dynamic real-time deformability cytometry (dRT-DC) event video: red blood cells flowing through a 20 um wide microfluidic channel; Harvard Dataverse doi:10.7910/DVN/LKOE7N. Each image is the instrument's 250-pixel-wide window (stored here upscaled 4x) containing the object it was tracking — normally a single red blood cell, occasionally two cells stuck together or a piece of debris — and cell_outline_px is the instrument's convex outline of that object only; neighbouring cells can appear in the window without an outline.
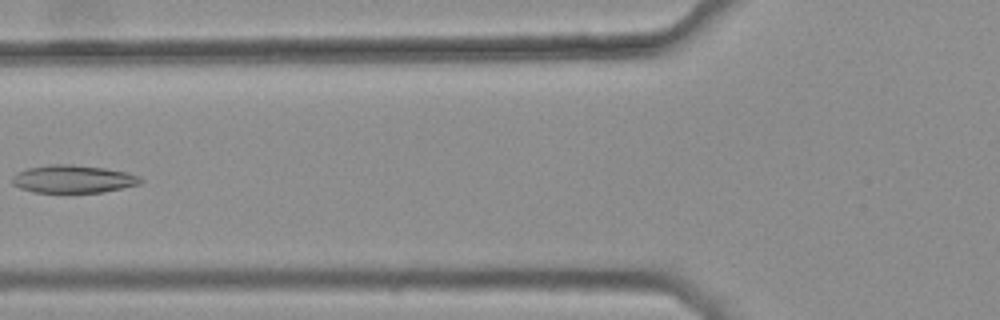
{"species": "common noctule bat (a hibernating species)", "species_latin": "Nyctalus noctula", "temperature_condition": "warm", "stored_images_in_passage": 6, "camera_frame_rate_fps": 3000, "um_per_image_px": 0.085, "animal": {"sex": "female", "body_mass_g": 25.1}, "frame": {"image": 1, "passage_image": 5, "time_ms": 1.333, "image_size_px": [1000, 320], "cell_outline_px": [[144, 180], [140, 184], [104, 192], [36, 192], [20, 188], [12, 184], [12, 176], [16, 172], [28, 168], [48, 164], [72, 164], [104, 168], [128, 172], [140, 176]], "centroid_in_image_um": [6.23, 15.21], "position_along_channel_um": 119.6, "area_um2": 20.92}}
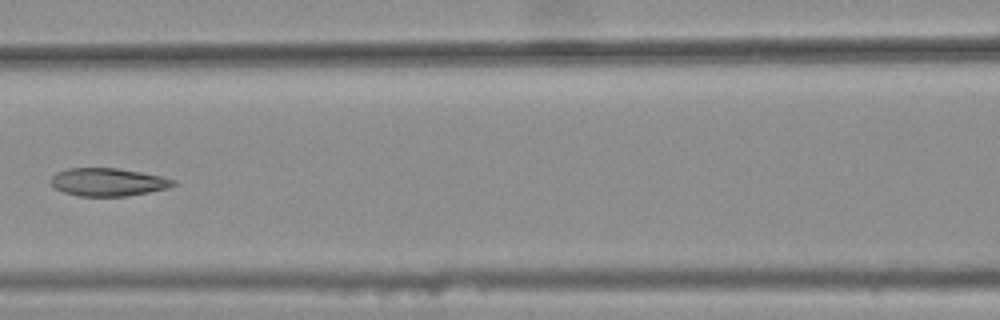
{"frame": {"image": 2, "passage_image": 6, "time_ms": 1.667, "image_size_px": [1000, 320], "cell_outline_px": [[176, 184], [168, 188], [148, 192], [124, 196], [80, 196], [64, 192], [56, 188], [52, 184], [52, 176], [56, 172], [68, 168], [116, 168], [140, 172], [160, 176], [176, 180]], "centroid_in_image_um": [9.19, 15.47], "position_along_channel_um": 157.4, "area_um2": 19.71}}